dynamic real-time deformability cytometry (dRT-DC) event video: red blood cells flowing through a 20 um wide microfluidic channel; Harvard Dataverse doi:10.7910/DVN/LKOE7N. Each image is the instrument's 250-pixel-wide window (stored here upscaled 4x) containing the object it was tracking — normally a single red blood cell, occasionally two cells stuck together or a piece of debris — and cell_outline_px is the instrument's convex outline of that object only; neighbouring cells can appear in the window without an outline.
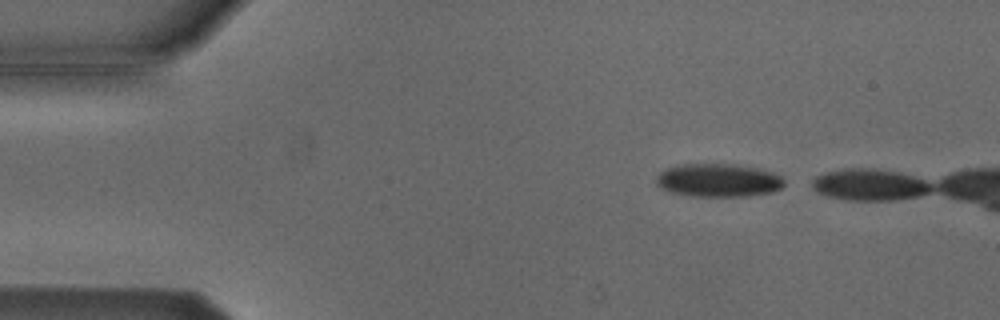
{"species": "Egyptian fruit bat (a non-hibernating species)", "species_latin": "Rousettus aegyptiacus", "temperature_condition": "cold", "stored_images_in_passage": 2, "camera_frame_rate_fps": 3000, "um_per_image_px": 0.085, "animal": {"sex": "male"}, "frame": {"image": 1, "passage_image": 1, "time_ms": 0.0, "image_size_px": [1000, 320], "cell_outline_px": [[784, 184], [780, 188], [772, 192], [748, 196], [692, 196], [672, 192], [656, 184], [656, 176], [664, 168], [680, 164], [736, 164], [760, 168], [772, 172], [780, 176], [784, 180]], "centroid_in_image_um": [61.06, 15.31], "position_along_channel_um": 23.9, "area_um2": 24.85}}